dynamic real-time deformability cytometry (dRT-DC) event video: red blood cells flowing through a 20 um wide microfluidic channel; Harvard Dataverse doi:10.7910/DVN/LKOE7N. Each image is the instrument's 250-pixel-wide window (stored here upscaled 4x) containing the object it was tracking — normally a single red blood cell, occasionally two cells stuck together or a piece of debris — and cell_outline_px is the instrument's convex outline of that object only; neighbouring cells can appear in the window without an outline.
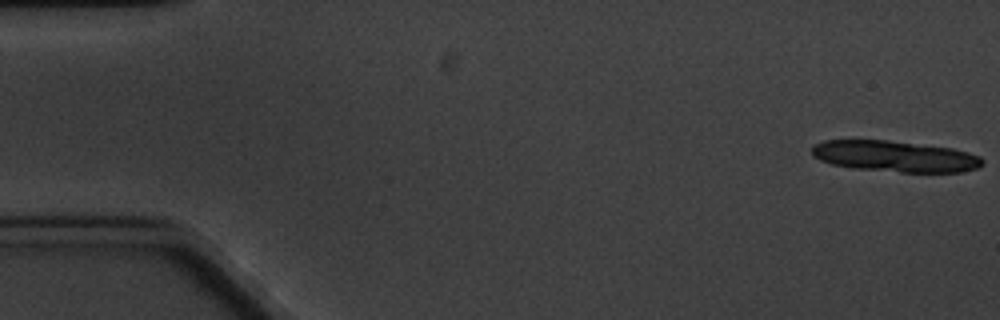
{"species": "common noctule bat (a hibernating species)", "species_latin": "Nyctalus noctula", "temperature_condition": "cold", "stored_images_in_passage": 5, "camera_frame_rate_fps": 3000, "um_per_image_px": 0.085, "animal": {"sex": "male", "body_mass_g": 20.1, "forearm_length_mm": 53.5}, "frame": {"image": 1, "passage_image": 1, "time_ms": 0.0, "image_size_px": [1000, 320], "cell_outline_px": [[984, 164], [980, 168], [960, 172], [900, 172], [856, 168], [832, 164], [820, 160], [812, 156], [812, 144], [824, 140], [888, 140], [952, 148], [968, 152], [980, 156], [984, 160]], "centroid_in_image_um": [76.09, 13.28], "position_along_channel_um": 8.9, "area_um2": 31.04}}